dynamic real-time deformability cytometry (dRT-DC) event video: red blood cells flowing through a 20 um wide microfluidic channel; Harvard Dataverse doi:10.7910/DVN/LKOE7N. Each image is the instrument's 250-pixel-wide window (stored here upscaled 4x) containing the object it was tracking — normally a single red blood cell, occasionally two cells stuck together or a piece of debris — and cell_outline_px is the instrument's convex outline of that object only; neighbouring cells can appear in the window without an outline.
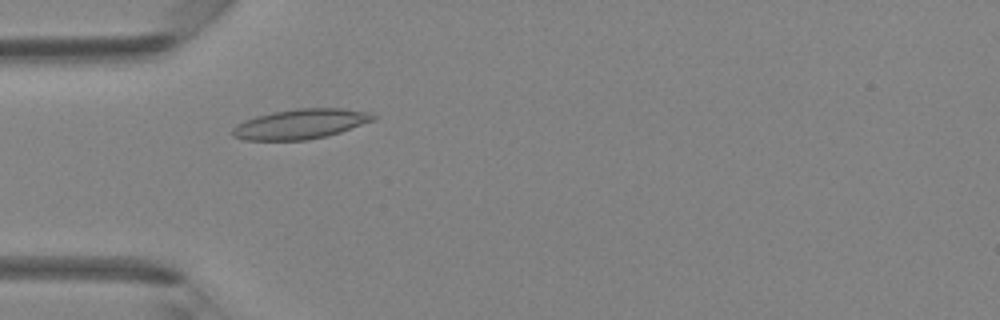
{"species": "Egyptian fruit bat (a non-hibernating species)", "species_latin": "Rousettus aegyptiacus", "temperature_condition": "room temperature", "stored_images_in_passage": 41, "camera_frame_rate_fps": 3000, "um_per_image_px": 0.085, "animal": {"sex": "female"}, "frame": {"image": 1, "passage_image": 12, "time_ms": 3.667, "image_size_px": [1000, 320], "cell_outline_px": [[376, 120], [340, 132], [308, 140], [244, 140], [232, 136], [232, 128], [236, 124], [244, 120], [256, 116], [272, 112], [296, 108], [344, 108], [372, 112], [376, 116]], "centroid_in_image_um": [25.56, 10.53], "position_along_channel_um": 59.4, "area_um2": 24.74}}
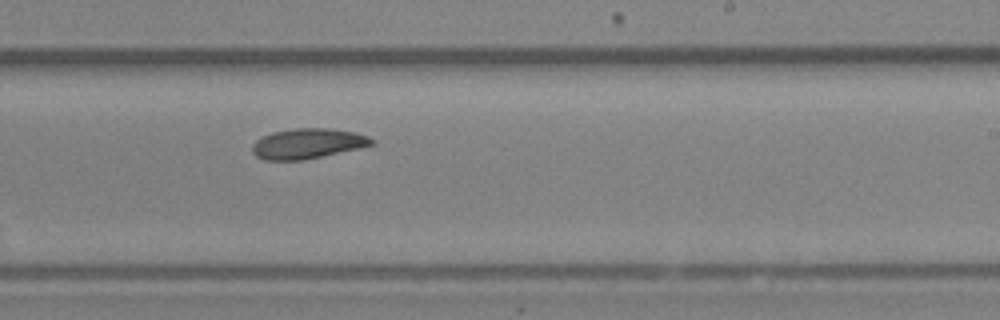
{"frame": {"image": 2, "passage_image": 25, "time_ms": 8.0, "image_size_px": [1000, 320], "cell_outline_px": [[376, 144], [360, 148], [304, 160], [264, 160], [256, 156], [252, 152], [252, 144], [256, 140], [272, 132], [296, 128], [328, 128], [352, 132], [368, 136]], "centroid_in_image_um": [26.13, 12.21], "position_along_channel_um": 262.9, "area_um2": 20.92}}
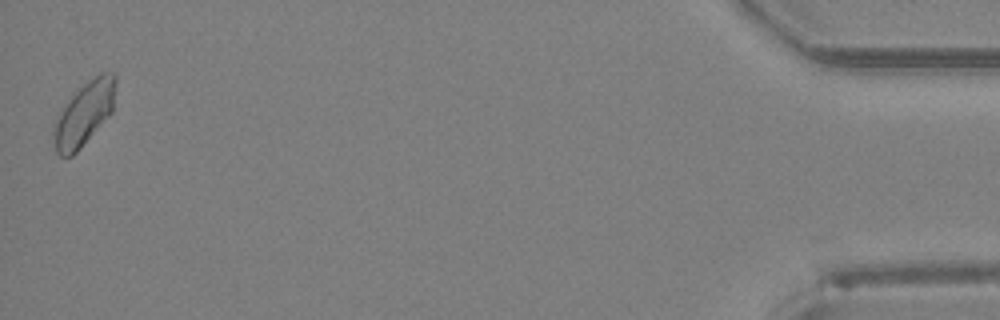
{"frame": {"image": 3, "passage_image": 41, "time_ms": 13.333, "image_size_px": [1000, 320], "cell_outline_px": [[116, 84], [112, 112], [80, 148], [72, 156], [60, 156], [56, 152], [52, 132], [52, 124], [72, 92], [88, 80], [100, 72], [116, 72]], "centroid_in_image_um": [7.13, 9.62], "position_along_channel_um": 428.1, "area_um2": 23.29}}